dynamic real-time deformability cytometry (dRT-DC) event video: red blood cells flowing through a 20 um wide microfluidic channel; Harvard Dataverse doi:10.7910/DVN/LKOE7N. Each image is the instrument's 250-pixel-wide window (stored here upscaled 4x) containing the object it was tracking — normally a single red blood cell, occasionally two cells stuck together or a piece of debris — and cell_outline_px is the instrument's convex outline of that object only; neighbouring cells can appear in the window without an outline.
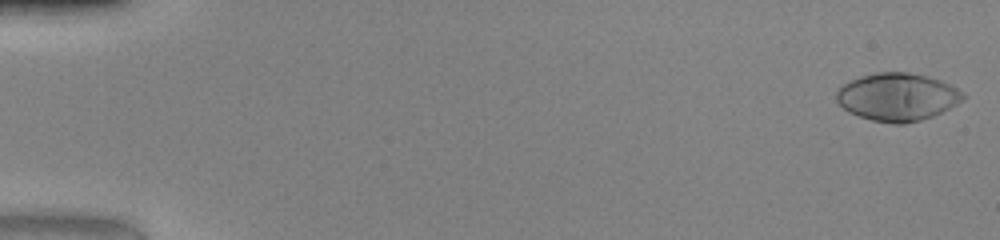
{"species": "human", "species_latin": "Homo sapiens", "temperature_condition": "warm", "stored_images_in_passage": 49, "camera_frame_rate_fps": 3000, "um_per_image_px": 0.085, "donor": {"sex": "female"}, "frame": {"image": 1, "passage_image": 1, "time_ms": 0.0, "image_size_px": [1000, 240], "cell_outline_px": [[968, 96], [964, 100], [932, 116], [920, 120], [904, 124], [892, 124], [872, 120], [848, 112], [836, 100], [836, 92], [844, 84], [860, 76], [876, 72], [908, 72], [928, 76], [940, 80], [964, 92]], "centroid_in_image_um": [76.29, 8.24], "position_along_channel_um": 8.7, "area_um2": 35.2}}
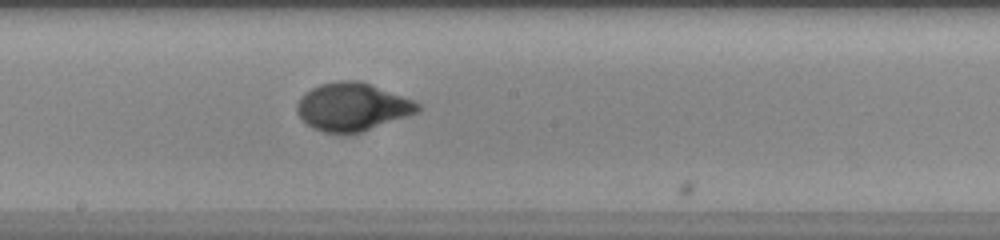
{"frame": {"image": 2, "passage_image": 28, "time_ms": 9.0, "image_size_px": [1000, 240], "cell_outline_px": [[420, 108], [416, 112], [360, 132], [324, 132], [312, 128], [296, 112], [296, 104], [304, 92], [320, 84], [336, 80], [360, 80], [412, 100], [420, 104]], "centroid_in_image_um": [29.89, 9.05], "position_along_channel_um": 218.3, "area_um2": 33.12}}
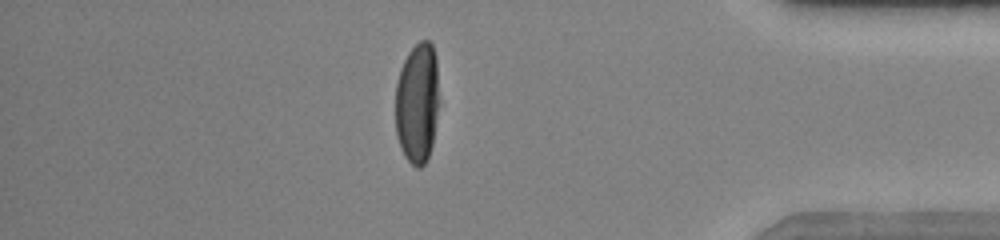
{"frame": {"image": 3, "passage_image": 43, "time_ms": 14.0, "image_size_px": [1000, 240], "cell_outline_px": [[440, 104], [432, 144], [428, 156], [424, 164], [420, 168], [416, 168], [404, 156], [400, 148], [396, 136], [396, 84], [400, 68], [408, 52], [420, 40], [428, 40], [432, 44], [436, 56], [440, 100]], "centroid_in_image_um": [35.49, 8.74], "position_along_channel_um": 399.7, "area_um2": 31.44}, "authors_computed_cell_mechanics": {"area_um2": 33.0616, "velocity_mm_per_s": 4.22, "shape_relaxation_time_tau1_ms": 3.73, "shape_relaxation_time_tau2_ms": null, "deformation_change_tau1": 0.2489, "deformation_change_tau2": null}}